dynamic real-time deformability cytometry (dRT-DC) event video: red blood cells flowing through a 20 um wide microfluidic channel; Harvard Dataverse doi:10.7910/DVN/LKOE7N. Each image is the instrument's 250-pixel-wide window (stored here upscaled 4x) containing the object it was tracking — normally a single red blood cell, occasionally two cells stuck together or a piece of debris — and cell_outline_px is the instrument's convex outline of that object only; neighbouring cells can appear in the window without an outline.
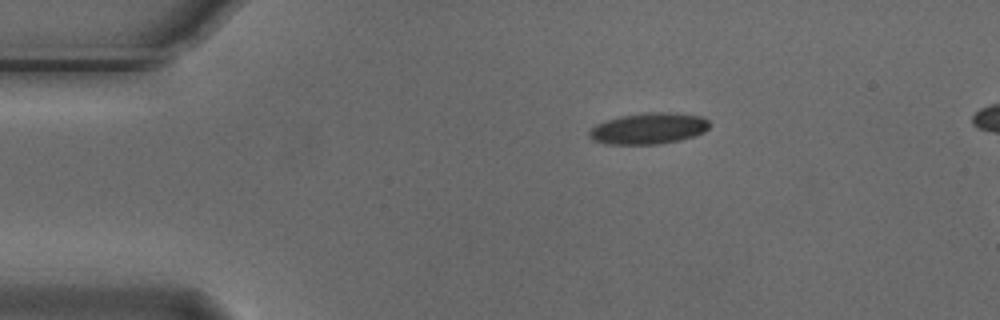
{"species": "Egyptian fruit bat (a non-hibernating species)", "species_latin": "Rousettus aegyptiacus", "temperature_condition": "cold", "stored_images_in_passage": 5, "camera_frame_rate_fps": 3000, "um_per_image_px": 0.085, "animal": {"sex": "male"}, "frame": {"image": 1, "passage_image": 1, "time_ms": 0.0, "image_size_px": [1000, 320], "cell_outline_px": [[708, 128], [704, 132], [680, 140], [660, 144], [604, 144], [592, 140], [588, 136], [588, 132], [596, 124], [620, 116], [644, 112], [676, 112], [704, 116], [708, 120]], "centroid_in_image_um": [55.13, 10.91], "position_along_channel_um": 29.9, "area_um2": 22.08}}
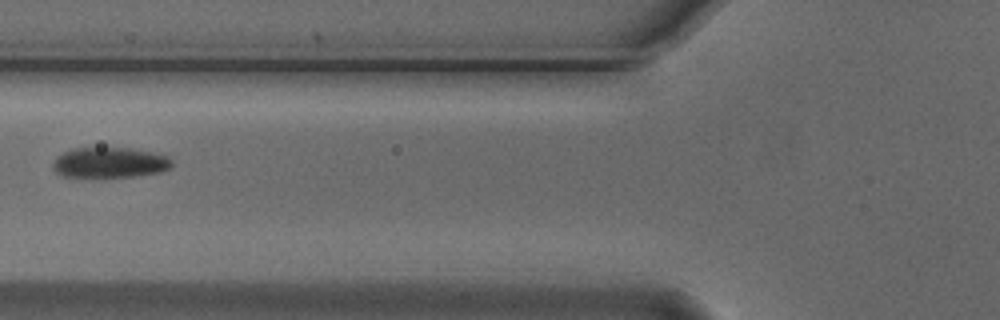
{"frame": {"image": 2, "passage_image": 4, "time_ms": 1.0, "image_size_px": [1000, 320], "cell_outline_px": [[172, 168], [160, 172], [136, 176], [96, 180], [92, 180], [60, 176], [52, 168], [52, 164], [56, 156], [72, 148], [128, 148], [152, 152], [168, 156], [172, 160]], "centroid_in_image_um": [9.27, 13.88], "position_along_channel_um": 116.5, "area_um2": 22.2}}
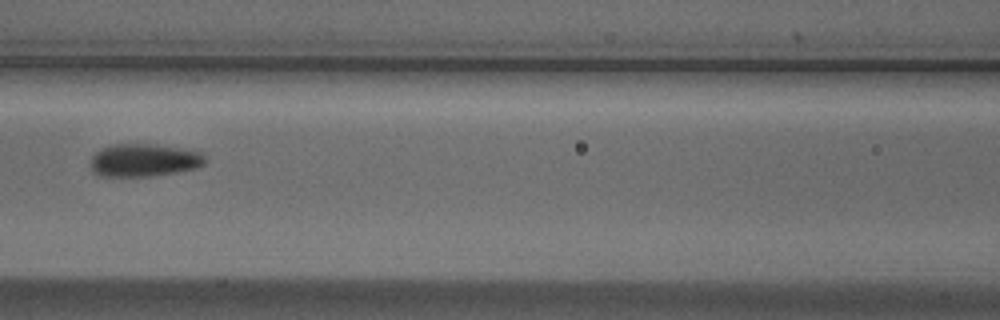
{"frame": {"image": 3, "passage_image": 5, "time_ms": 1.333, "image_size_px": [1000, 320], "cell_outline_px": [[208, 160], [200, 168], [152, 176], [100, 176], [92, 172], [92, 156], [96, 152], [112, 144], [152, 144], [200, 152]], "centroid_in_image_um": [12.26, 13.63], "position_along_channel_um": 154.3, "area_um2": 21.79}}